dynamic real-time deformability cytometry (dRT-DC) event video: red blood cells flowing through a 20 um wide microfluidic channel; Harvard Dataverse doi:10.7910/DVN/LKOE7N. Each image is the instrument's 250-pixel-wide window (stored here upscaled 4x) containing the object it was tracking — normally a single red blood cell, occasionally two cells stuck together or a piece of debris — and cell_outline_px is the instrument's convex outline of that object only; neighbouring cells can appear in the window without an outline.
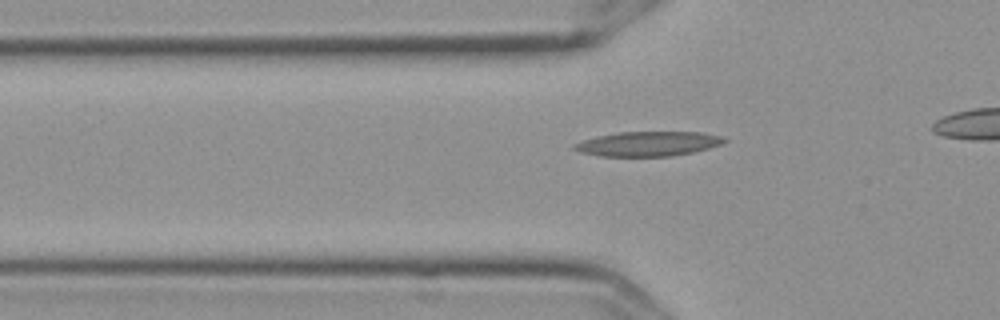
{"species": "Egyptian fruit bat (a non-hibernating species)", "species_latin": "Rousettus aegyptiacus", "temperature_condition": "cold", "stored_images_in_passage": 38, "camera_frame_rate_fps": 3000, "um_per_image_px": 0.085, "frame": {"image": 1, "passage_image": 11, "time_ms": 3.333, "image_size_px": [1000, 320], "cell_outline_px": [[728, 140], [720, 144], [708, 148], [692, 152], [668, 156], [600, 156], [580, 152], [572, 148], [572, 144], [596, 136], [616, 132], [700, 132], [720, 136]], "centroid_in_image_um": [55.03, 12.22], "position_along_channel_um": 70.8, "area_um2": 21.39}}
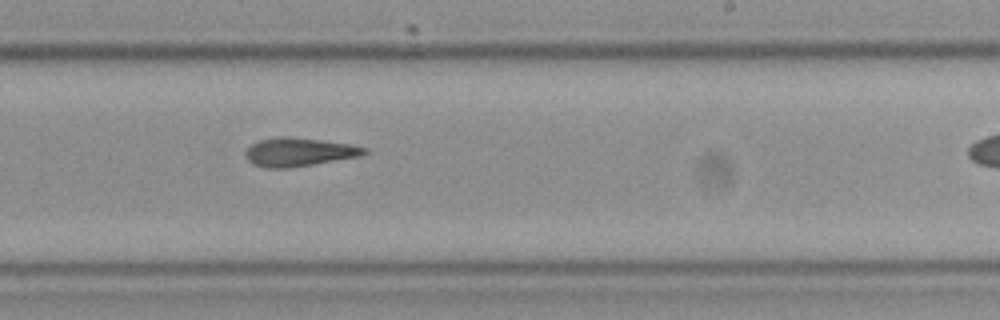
{"frame": {"image": 2, "passage_image": 27, "time_ms": 8.667, "image_size_px": [1000, 320], "cell_outline_px": [[368, 152], [364, 156], [288, 168], [264, 168], [252, 164], [244, 156], [244, 152], [252, 144], [260, 140], [284, 136], [288, 136], [352, 144], [368, 148]], "centroid_in_image_um": [25.44, 12.93], "position_along_channel_um": 263.6, "area_um2": 19.94}}
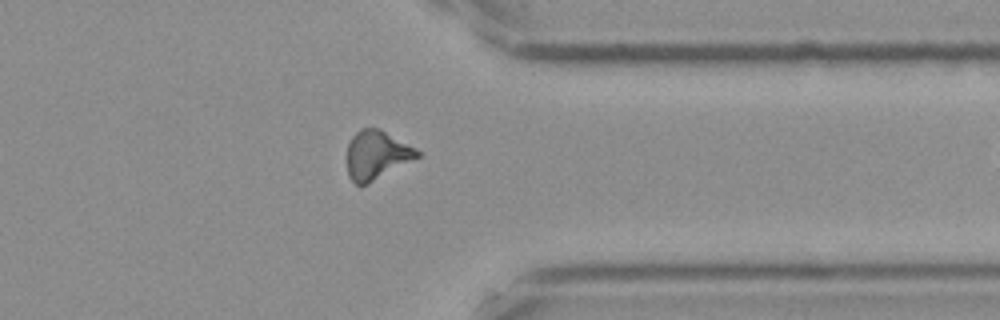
{"frame": {"image": 3, "passage_image": 37, "time_ms": 12.0, "image_size_px": [1000, 320], "cell_outline_px": [[420, 156], [368, 184], [356, 184], [348, 176], [348, 144], [352, 136], [360, 128], [380, 128], [416, 148], [420, 152]], "centroid_in_image_um": [32.02, 13.16], "position_along_channel_um": 379.4, "area_um2": 19.83}}